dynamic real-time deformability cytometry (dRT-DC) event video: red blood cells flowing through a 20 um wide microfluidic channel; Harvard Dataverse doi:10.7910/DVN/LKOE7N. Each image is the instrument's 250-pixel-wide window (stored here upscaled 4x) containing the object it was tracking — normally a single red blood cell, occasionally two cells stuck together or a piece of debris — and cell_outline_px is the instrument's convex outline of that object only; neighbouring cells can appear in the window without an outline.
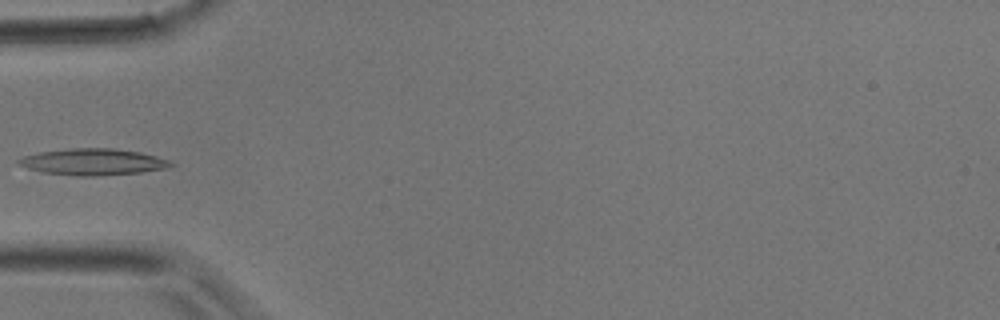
{"species": "common noctule bat (a hibernating species)", "species_latin": "Nyctalus noctula", "temperature_condition": "room temperature", "stored_images_in_passage": 11, "camera_frame_rate_fps": 3000, "um_per_image_px": 0.085, "animal": {"sex": "male", "body_mass_g": 17.9}, "frame": {"image": 1, "passage_image": 1, "time_ms": 0.0, "image_size_px": [1000, 320], "cell_outline_px": [[176, 164], [168, 168], [140, 172], [96, 176], [80, 176], [44, 172], [28, 168], [20, 164], [16, 160], [24, 156], [40, 152], [68, 148], [116, 148], [140, 152], [172, 160]], "centroid_in_image_um": [7.98, 13.75], "position_along_channel_um": 77.0, "area_um2": 23.47}}
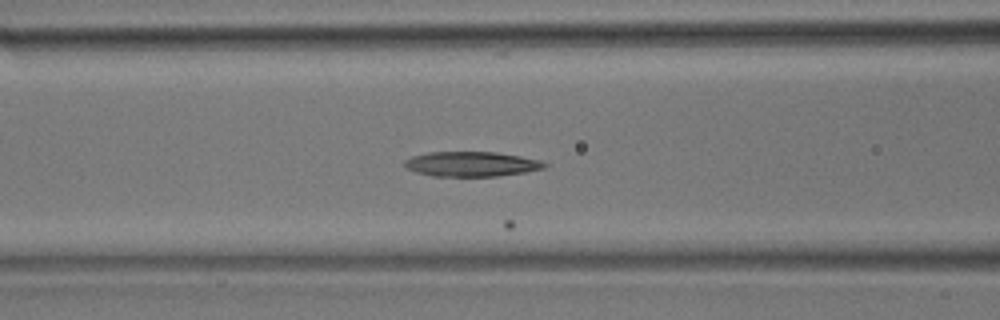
{"frame": {"image": 2, "passage_image": 4, "time_ms": 1.0, "image_size_px": [1000, 320], "cell_outline_px": [[548, 164], [544, 168], [524, 172], [500, 176], [432, 176], [416, 172], [408, 168], [404, 164], [404, 160], [412, 156], [428, 152], [496, 152], [520, 156], [540, 160]], "centroid_in_image_um": [40.07, 13.94], "position_along_channel_um": 126.5, "area_um2": 20.23}}